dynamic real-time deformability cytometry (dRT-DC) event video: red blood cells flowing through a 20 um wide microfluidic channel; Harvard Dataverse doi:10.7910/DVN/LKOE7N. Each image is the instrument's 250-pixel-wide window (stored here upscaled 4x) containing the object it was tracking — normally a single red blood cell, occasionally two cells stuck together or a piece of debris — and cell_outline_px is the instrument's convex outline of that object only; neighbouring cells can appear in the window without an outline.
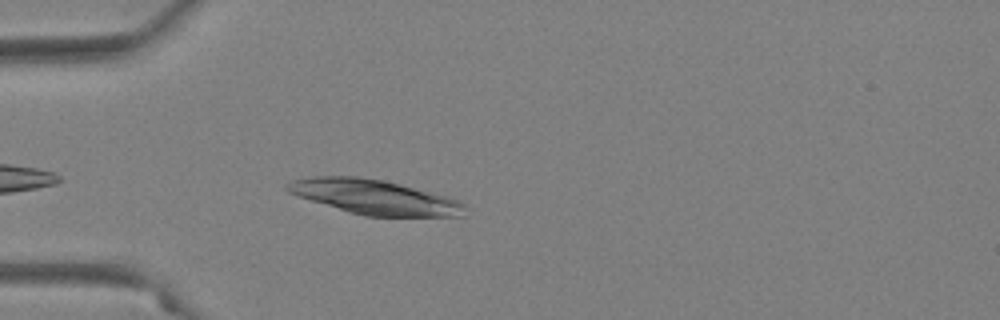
{"species": "Egyptian fruit bat (a non-hibernating species)", "species_latin": "Rousettus aegyptiacus", "temperature_condition": "warm", "stored_images_in_passage": 34, "camera_frame_rate_fps": 3000, "um_per_image_px": 0.085, "animal": {"sex": "female"}, "frame": {"image": 1, "passage_image": 4, "time_ms": 1.0, "image_size_px": [1000, 320], "cell_outline_px": [[464, 216], [364, 216], [348, 212], [288, 192], [284, 188], [284, 184], [292, 180], [312, 176], [356, 176], [384, 180], [400, 184], [460, 200], [464, 204]], "centroid_in_image_um": [31.8, 16.74], "position_along_channel_um": 53.2, "area_um2": 35.55}}
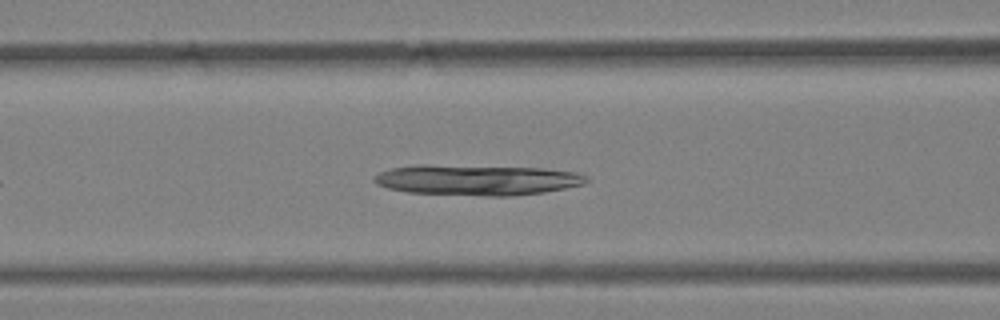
{"frame": {"image": 2, "passage_image": 11, "time_ms": 3.333, "image_size_px": [1000, 320], "cell_outline_px": [[588, 180], [584, 184], [544, 192], [512, 196], [488, 196], [408, 192], [388, 188], [376, 184], [372, 180], [380, 172], [392, 168], [416, 164], [428, 164], [544, 168], [576, 172], [588, 176]], "centroid_in_image_um": [40.55, 15.28], "position_along_channel_um": 126.1, "area_um2": 37.97}}
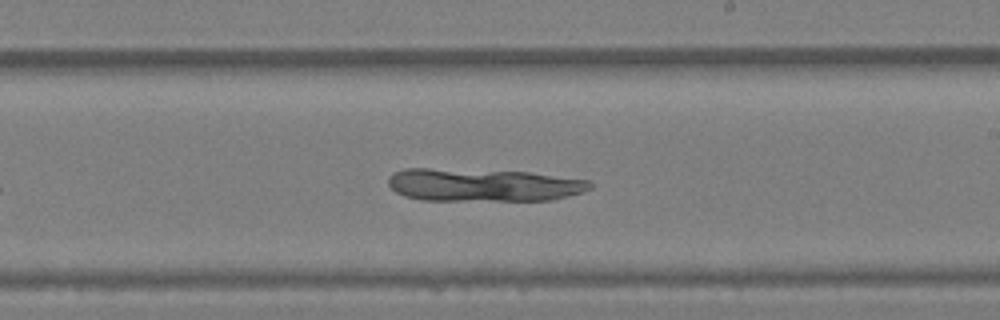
{"frame": {"image": 3, "passage_image": 21, "time_ms": 6.667, "image_size_px": [1000, 320], "cell_outline_px": [[592, 188], [584, 192], [552, 200], [420, 200], [404, 196], [396, 192], [388, 184], [388, 176], [392, 172], [404, 168], [428, 168], [528, 172], [588, 180], [592, 184]], "centroid_in_image_um": [41.03, 15.72], "position_along_channel_um": 248.0, "area_um2": 38.73}}